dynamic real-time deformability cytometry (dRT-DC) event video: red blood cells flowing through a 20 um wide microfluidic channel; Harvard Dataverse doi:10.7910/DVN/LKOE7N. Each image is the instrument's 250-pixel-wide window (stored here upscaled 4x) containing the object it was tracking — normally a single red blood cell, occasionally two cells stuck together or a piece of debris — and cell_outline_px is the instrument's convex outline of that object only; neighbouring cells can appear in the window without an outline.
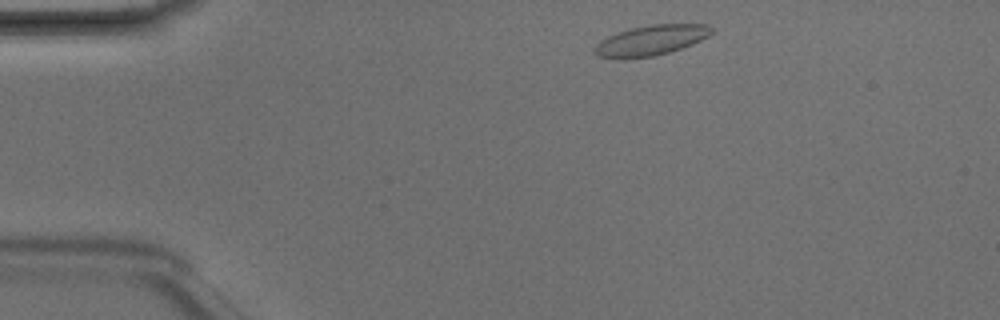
{"species": "Egyptian fruit bat (a non-hibernating species)", "species_latin": "Rousettus aegyptiacus", "temperature_condition": "room temperature", "stored_images_in_passage": 3, "camera_frame_rate_fps": 3000, "um_per_image_px": 0.085, "animal": {"sex": "male"}, "frame": {"image": 1, "passage_image": 1, "time_ms": 0.0, "image_size_px": [1000, 320], "cell_outline_px": [[712, 32], [708, 36], [692, 44], [668, 52], [652, 56], [624, 60], [620, 60], [596, 56], [596, 44], [600, 40], [616, 32], [632, 28], [652, 24], [708, 24], [712, 28]], "centroid_in_image_um": [55.29, 3.44], "position_along_channel_um": 29.7, "area_um2": 20.63}}